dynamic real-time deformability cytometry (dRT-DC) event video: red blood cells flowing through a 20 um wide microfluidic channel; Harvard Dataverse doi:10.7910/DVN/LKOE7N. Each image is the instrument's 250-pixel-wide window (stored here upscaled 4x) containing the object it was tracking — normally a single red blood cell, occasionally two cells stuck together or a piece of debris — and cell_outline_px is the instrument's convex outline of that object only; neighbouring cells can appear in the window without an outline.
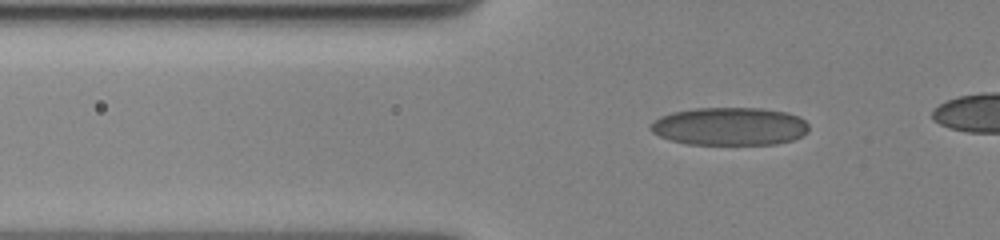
{"species": "human", "species_latin": "Homo sapiens", "temperature_condition": "cold", "stored_images_in_passage": 48, "camera_frame_rate_fps": 3000, "um_per_image_px": 0.085, "donor": {"sex": "female"}, "frame": {"image": 1, "passage_image": 15, "time_ms": 4.667, "image_size_px": [1000, 240], "cell_outline_px": [[808, 132], [792, 140], [776, 144], [688, 144], [672, 140], [660, 136], [652, 132], [648, 128], [660, 116], [672, 112], [696, 108], [760, 108], [788, 112], [800, 116], [808, 124]], "centroid_in_image_um": [62.05, 10.73], "position_along_channel_um": 63.8, "area_um2": 35.03}}
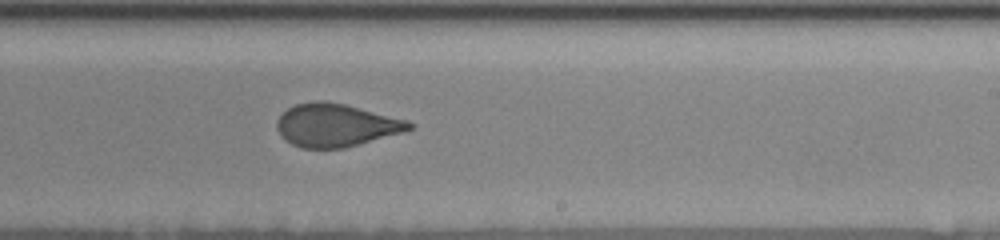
{"frame": {"image": 2, "passage_image": 33, "time_ms": 10.667, "image_size_px": [1000, 240], "cell_outline_px": [[412, 128], [400, 132], [344, 148], [300, 148], [292, 144], [276, 128], [276, 120], [288, 108], [296, 104], [316, 100], [324, 100], [344, 104], [408, 120], [412, 124]], "centroid_in_image_um": [28.52, 10.63], "position_along_channel_um": 260.5, "area_um2": 32.54}}
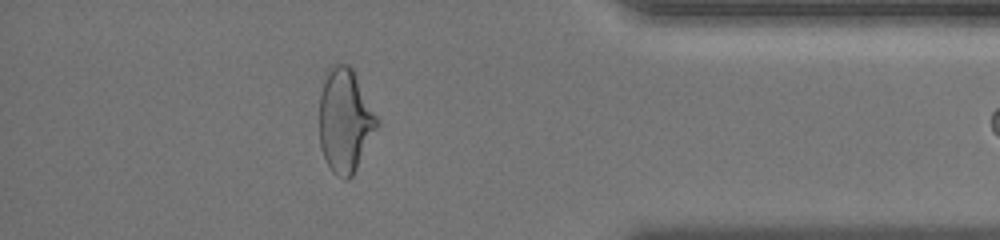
{"frame": {"image": 3, "passage_image": 47, "time_ms": 15.333, "image_size_px": [1000, 240], "cell_outline_px": [[380, 124], [352, 176], [348, 180], [344, 180], [336, 176], [332, 172], [324, 156], [320, 144], [320, 96], [324, 72], [328, 64], [348, 64], [352, 68]], "centroid_in_image_um": [29.3, 10.23], "position_along_channel_um": 405.9, "area_um2": 34.85}}